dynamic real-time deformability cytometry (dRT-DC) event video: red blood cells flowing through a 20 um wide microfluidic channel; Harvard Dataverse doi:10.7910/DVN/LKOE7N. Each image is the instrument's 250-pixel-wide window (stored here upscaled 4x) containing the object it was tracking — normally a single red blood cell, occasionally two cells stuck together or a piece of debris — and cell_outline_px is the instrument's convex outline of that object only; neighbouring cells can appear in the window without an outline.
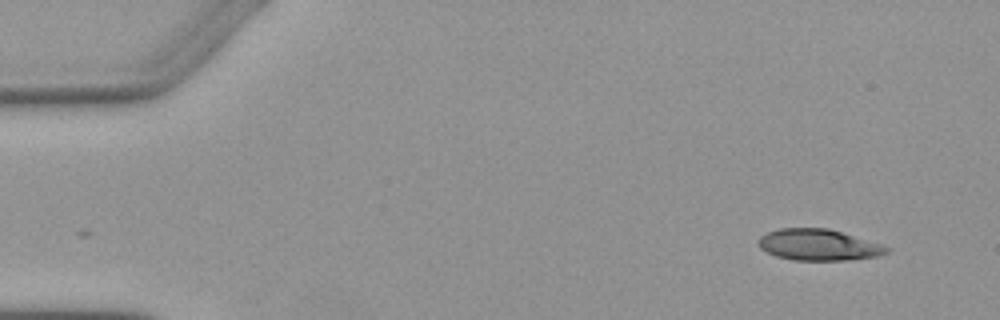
{"species": "Egyptian fruit bat (a non-hibernating species)", "species_latin": "Rousettus aegyptiacus", "temperature_condition": "warm", "stored_images_in_passage": 2, "camera_frame_rate_fps": 3000, "um_per_image_px": 0.085, "animal": {"sex": "female"}, "frame": {"image": 1, "passage_image": 2, "time_ms": 1.333, "image_size_px": [1000, 320], "cell_outline_px": [[892, 248], [888, 252], [880, 256], [848, 260], [792, 260], [776, 256], [760, 248], [756, 240], [760, 236], [768, 232], [780, 228], [828, 228], [880, 244]], "centroid_in_image_um": [69.56, 20.82], "position_along_channel_um": 15.4, "area_um2": 23.35}}